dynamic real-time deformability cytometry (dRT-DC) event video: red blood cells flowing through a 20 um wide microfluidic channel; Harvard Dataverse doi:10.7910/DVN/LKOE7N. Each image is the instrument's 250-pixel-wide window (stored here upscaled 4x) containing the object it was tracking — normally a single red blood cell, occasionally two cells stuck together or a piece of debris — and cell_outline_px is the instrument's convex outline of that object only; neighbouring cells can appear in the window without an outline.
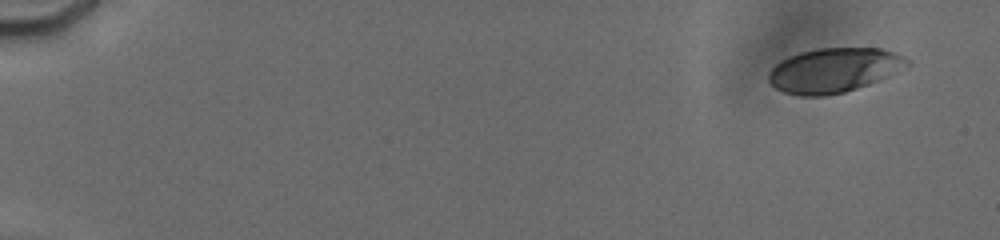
{"species": "human", "species_latin": "Homo sapiens", "temperature_condition": "cold", "stored_images_in_passage": 50, "camera_frame_rate_fps": 3000, "um_per_image_px": 0.085, "donor": {"sex": "male"}, "frame": {"image": 1, "passage_image": 4, "time_ms": 1.0, "image_size_px": [1000, 240], "cell_outline_px": [[912, 64], [888, 76], [868, 84], [844, 92], [824, 96], [800, 96], [784, 92], [776, 88], [768, 80], [768, 72], [780, 60], [788, 56], [800, 52], [816, 48], [880, 48], [896, 52], [912, 60]], "centroid_in_image_um": [70.9, 5.95], "position_along_channel_um": 14.1, "area_um2": 36.13}}
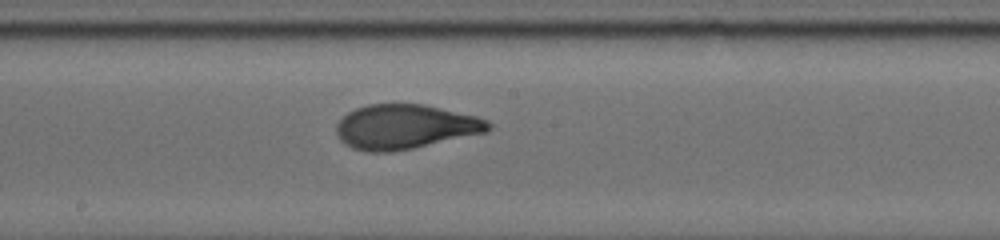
{"frame": {"image": 2, "passage_image": 29, "time_ms": 10.667, "image_size_px": [1000, 240], "cell_outline_px": [[492, 128], [488, 132], [412, 148], [388, 152], [368, 152], [352, 148], [344, 144], [336, 136], [336, 124], [348, 112], [356, 108], [368, 104], [424, 104], [476, 116], [488, 120], [492, 124]], "centroid_in_image_um": [34.43, 10.77], "position_along_channel_um": 213.8, "area_um2": 39.54}}
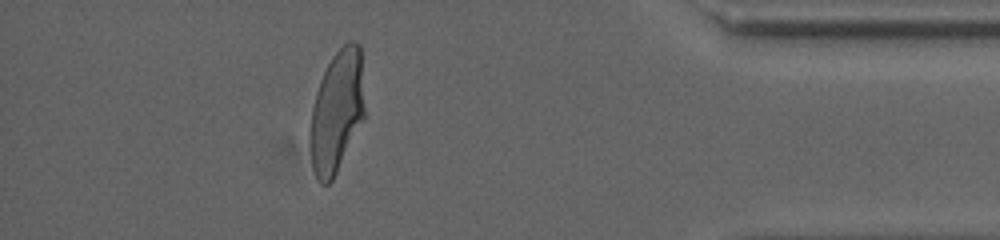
{"frame": {"image": 3, "passage_image": 45, "time_ms": 16.667, "image_size_px": [1000, 240], "cell_outline_px": [[364, 120], [332, 180], [328, 184], [320, 184], [312, 168], [308, 140], [308, 136], [312, 108], [316, 92], [320, 80], [332, 56], [348, 40], [352, 40], [360, 44], [364, 108]], "centroid_in_image_um": [28.61, 9.5], "position_along_channel_um": 406.6, "area_um2": 39.07}, "authors_computed_cell_mechanics": {"area_um2": 38.5815, "velocity_mm_per_s": 3.7883, "shape_relaxation_time_tau1_ms": 3.9152, "shape_relaxation_time_tau2_ms": 0.7885, "deformation_change_tau1": 0.1815, "deformation_change_tau2": 0.0674}}